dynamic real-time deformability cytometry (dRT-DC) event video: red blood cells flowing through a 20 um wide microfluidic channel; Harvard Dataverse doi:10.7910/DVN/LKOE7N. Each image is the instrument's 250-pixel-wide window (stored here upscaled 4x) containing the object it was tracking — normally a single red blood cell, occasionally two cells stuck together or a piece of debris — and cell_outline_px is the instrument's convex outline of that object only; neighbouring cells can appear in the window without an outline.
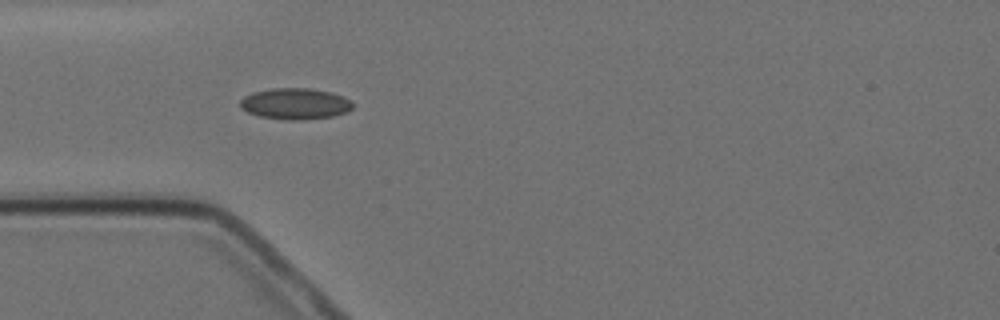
{"species": "Egyptian fruit bat (a non-hibernating species)", "species_latin": "Rousettus aegyptiacus", "temperature_condition": "cold", "stored_images_in_passage": 4, "camera_frame_rate_fps": 3000, "um_per_image_px": 0.085, "animal": {"sex": "female"}, "frame": {"image": 1, "passage_image": 3, "time_ms": 3.333, "image_size_px": [1000, 320], "cell_outline_px": [[352, 108], [348, 112], [332, 116], [304, 120], [288, 120], [260, 116], [248, 112], [240, 108], [240, 100], [244, 96], [252, 92], [272, 88], [312, 88], [332, 92], [344, 96], [352, 100]], "centroid_in_image_um": [25.11, 8.81], "position_along_channel_um": 59.9, "area_um2": 20.69}}
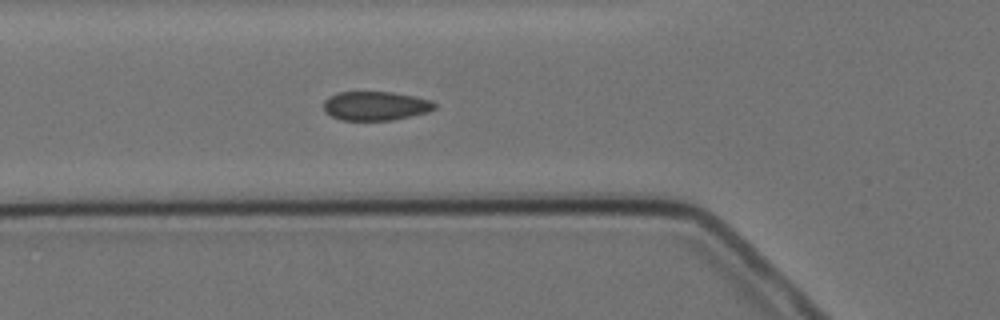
{"frame": {"image": 2, "passage_image": 4, "time_ms": 4.333, "image_size_px": [1000, 320], "cell_outline_px": [[436, 108], [428, 112], [392, 120], [340, 120], [324, 112], [324, 100], [328, 96], [336, 92], [392, 92], [416, 96], [432, 100], [436, 104]], "centroid_in_image_um": [31.92, 8.99], "position_along_channel_um": 93.9, "area_um2": 18.96}}